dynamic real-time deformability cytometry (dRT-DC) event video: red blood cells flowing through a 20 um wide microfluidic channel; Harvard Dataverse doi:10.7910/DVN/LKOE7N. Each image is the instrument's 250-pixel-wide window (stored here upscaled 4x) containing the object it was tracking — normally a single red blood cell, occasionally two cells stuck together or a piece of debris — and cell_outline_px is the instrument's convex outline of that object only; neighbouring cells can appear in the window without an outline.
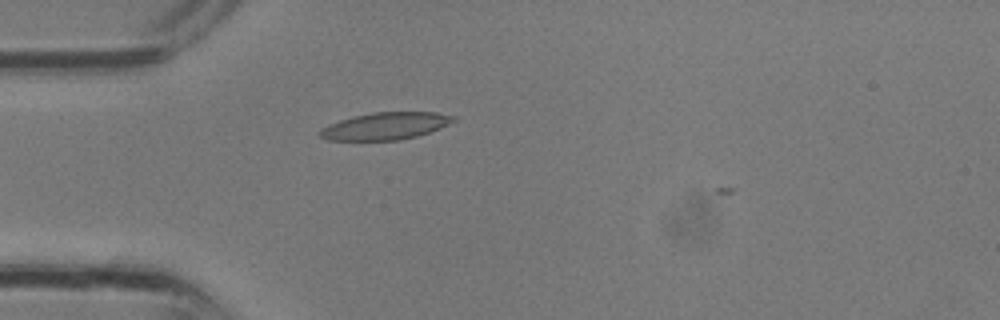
{"species": "common noctule bat (a hibernating species)", "species_latin": "Nyctalus noctula", "temperature_condition": "room temperature", "stored_images_in_passage": 2, "camera_frame_rate_fps": 3000, "um_per_image_px": 0.085, "animal": {"sex": "male", "body_mass_g": 13.3}, "frame": {"image": 1, "passage_image": 1, "time_ms": 0.0, "image_size_px": [1000, 320], "cell_outline_px": [[456, 120], [440, 128], [416, 136], [400, 140], [328, 140], [320, 136], [320, 132], [328, 124], [340, 120], [372, 112], [436, 112], [456, 116]], "centroid_in_image_um": [32.8, 10.7], "position_along_channel_um": 52.2, "area_um2": 20.92}}